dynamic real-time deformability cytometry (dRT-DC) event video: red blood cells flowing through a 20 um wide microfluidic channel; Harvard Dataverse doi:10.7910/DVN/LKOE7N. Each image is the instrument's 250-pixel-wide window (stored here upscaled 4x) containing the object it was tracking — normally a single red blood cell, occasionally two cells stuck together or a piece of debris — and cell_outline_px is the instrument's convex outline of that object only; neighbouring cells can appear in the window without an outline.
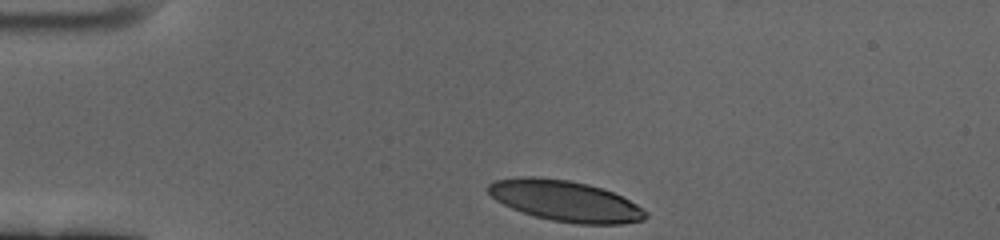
{"species": "human", "species_latin": "Homo sapiens", "temperature_condition": "cold", "stored_images_in_passage": 38, "camera_frame_rate_fps": 3000, "um_per_image_px": 0.085, "donor": {"sex": "female"}, "frame": {"image": 1, "passage_image": 1, "time_ms": 0.0, "image_size_px": [1000, 240], "cell_outline_px": [[648, 216], [644, 220], [620, 224], [576, 224], [552, 220], [536, 216], [512, 208], [496, 200], [488, 192], [488, 184], [496, 180], [520, 176], [532, 176], [568, 180], [588, 184], [612, 192], [636, 204], [648, 212]], "centroid_in_image_um": [48.06, 17.08], "position_along_channel_um": 36.9, "area_um2": 37.17}}
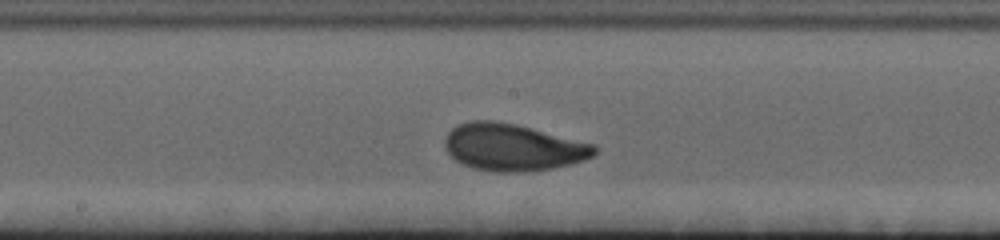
{"frame": {"image": 2, "passage_image": 20, "time_ms": 6.333, "image_size_px": [1000, 240], "cell_outline_px": [[596, 152], [592, 156], [584, 160], [572, 164], [552, 168], [524, 172], [496, 172], [472, 168], [456, 160], [444, 148], [444, 140], [448, 132], [456, 124], [472, 120], [492, 120], [516, 124], [592, 144], [596, 148]], "centroid_in_image_um": [43.54, 12.52], "position_along_channel_um": 204.7, "area_um2": 40.86}}
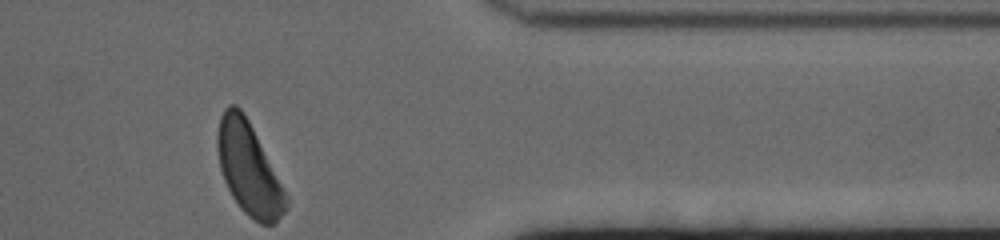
{"frame": {"image": 3, "passage_image": 38, "time_ms": 12.333, "image_size_px": [1000, 240], "cell_outline_px": [[288, 204], [284, 212], [276, 224], [260, 224], [248, 216], [240, 208], [232, 196], [224, 180], [220, 168], [216, 148], [216, 136], [220, 116], [224, 108], [228, 104], [236, 104], [240, 108], [248, 120], [288, 196]], "centroid_in_image_um": [21.12, 14.35], "position_along_channel_um": 390.3, "area_um2": 36.7}, "authors_computed_cell_mechanics": {"area_um2": 38.5237, "velocity_mm_per_s": 3.3612, "shape_relaxation_time_tau1_ms": 2.5414, "shape_relaxation_time_tau2_ms": 1.4154, "deformation_change_tau1": 0.1467, "deformation_change_tau2": 0.0709}}